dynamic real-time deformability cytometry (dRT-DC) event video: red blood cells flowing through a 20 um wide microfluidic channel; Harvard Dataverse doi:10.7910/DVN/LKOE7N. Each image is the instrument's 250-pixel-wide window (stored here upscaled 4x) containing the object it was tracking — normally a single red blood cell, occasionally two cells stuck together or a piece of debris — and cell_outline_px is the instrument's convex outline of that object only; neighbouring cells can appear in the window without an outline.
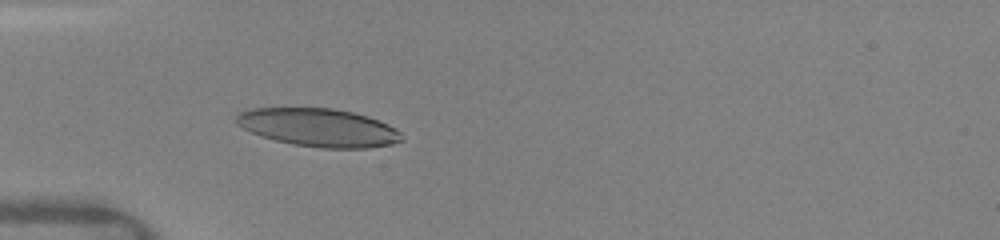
{"species": "human", "species_latin": "Homo sapiens", "temperature_condition": "warm", "stored_images_in_passage": 35, "camera_frame_rate_fps": 3000, "um_per_image_px": 0.085, "donor": {"sex": "female"}, "frame": {"image": 1, "passage_image": 1, "time_ms": 0.0, "image_size_px": [1000, 240], "cell_outline_px": [[404, 140], [392, 144], [368, 148], [320, 148], [292, 144], [276, 140], [252, 132], [236, 124], [236, 116], [240, 112], [252, 108], [332, 108], [352, 112], [368, 116], [388, 124], [396, 128], [404, 136]], "centroid_in_image_um": [27.13, 10.84], "position_along_channel_um": 57.9, "area_um2": 36.7}}
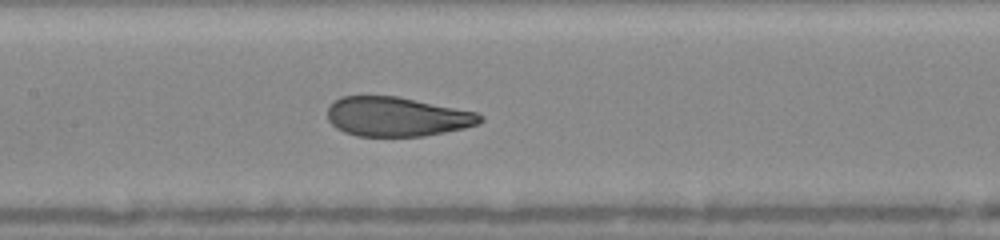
{"frame": {"image": 2, "passage_image": 10, "time_ms": 3.0, "image_size_px": [1000, 240], "cell_outline_px": [[484, 120], [480, 124], [464, 128], [424, 136], [356, 136], [344, 132], [336, 128], [328, 120], [328, 108], [340, 96], [396, 96], [476, 112], [484, 116]], "centroid_in_image_um": [33.75, 9.92], "position_along_channel_um": 173.7, "area_um2": 34.97}}
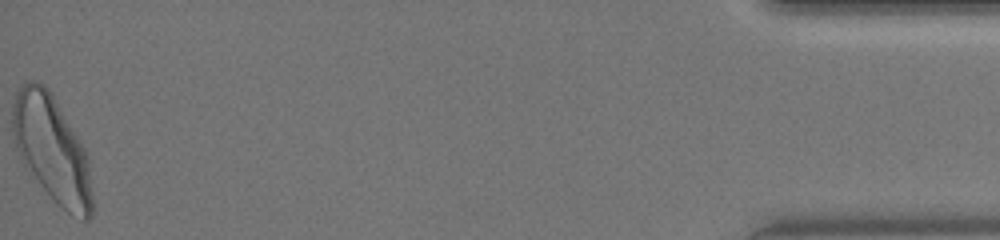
{"frame": {"image": 3, "passage_image": 35, "time_ms": 11.333, "image_size_px": [1000, 240], "cell_outline_px": [[92, 216], [88, 220], [84, 220], [68, 212], [56, 204], [40, 184], [20, 156], [16, 148], [12, 136], [12, 104], [16, 92], [20, 84], [28, 80], [32, 80], [44, 84], [48, 88], [84, 148], [88, 156], [92, 196]], "centroid_in_image_um": [4.39, 12.65], "position_along_channel_um": 430.8, "area_um2": 48.96}, "authors_computed_cell_mechanics": {"area_um2": 36.7608, "velocity_mm_per_s": 4.1039, "shape_relaxation_time_tau1_ms": 3.7892, "shape_relaxation_time_tau2_ms": 0.7884, "deformation_change_tau1": 0.1729, "deformation_change_tau2": 0.0781}}